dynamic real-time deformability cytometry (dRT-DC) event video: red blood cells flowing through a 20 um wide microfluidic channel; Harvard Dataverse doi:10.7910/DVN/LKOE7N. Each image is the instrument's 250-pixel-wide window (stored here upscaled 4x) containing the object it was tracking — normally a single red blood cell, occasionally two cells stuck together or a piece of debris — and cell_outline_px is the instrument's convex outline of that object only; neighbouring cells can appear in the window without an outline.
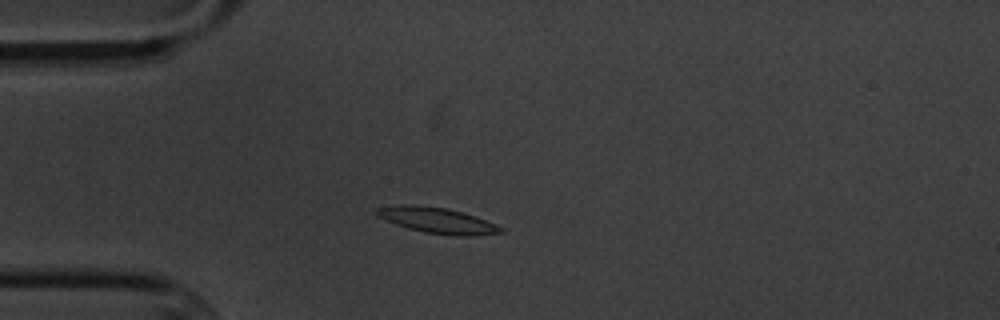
{"species": "common noctule bat (a hibernating species)", "species_latin": "Nyctalus noctula", "temperature_condition": "cold", "stored_images_in_passage": 3, "camera_frame_rate_fps": 3000, "um_per_image_px": 0.085, "animal": {"sex": "male", "body_mass_g": 20.1, "forearm_length_mm": 53.5}, "frame": {"image": 1, "passage_image": 3, "time_ms": 2.333, "image_size_px": [1000, 320], "cell_outline_px": [[504, 232], [472, 236], [460, 236], [424, 232], [408, 228], [396, 224], [376, 216], [372, 212], [376, 208], [400, 204], [412, 204], [448, 208], [476, 216], [496, 224], [504, 228]], "centroid_in_image_um": [37.15, 18.72], "position_along_channel_um": 47.9, "area_um2": 18.79}}